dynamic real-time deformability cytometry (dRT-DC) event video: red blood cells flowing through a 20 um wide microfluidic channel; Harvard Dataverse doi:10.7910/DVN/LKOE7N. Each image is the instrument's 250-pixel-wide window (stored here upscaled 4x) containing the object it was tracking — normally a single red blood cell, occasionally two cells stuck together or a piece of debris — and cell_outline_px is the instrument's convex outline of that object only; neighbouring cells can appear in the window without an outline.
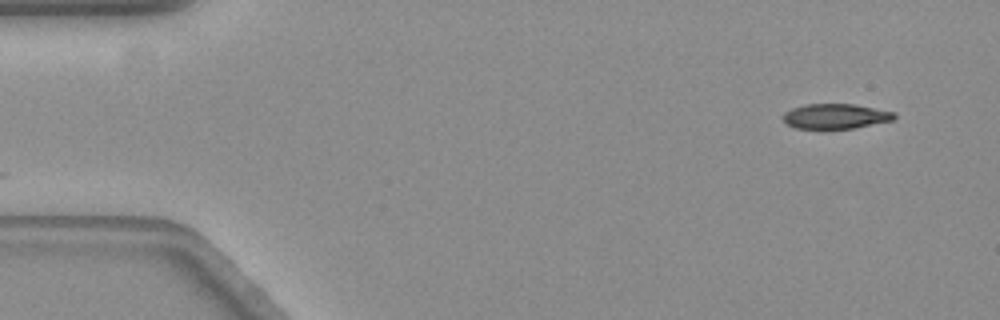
{"species": "common noctule bat (a hibernating species)", "species_latin": "Nyctalus noctula", "temperature_condition": "warm", "stored_images_in_passage": 48, "camera_frame_rate_fps": 3000, "um_per_image_px": 0.085, "animal": {"sex": "female", "body_mass_g": 19.3, "forearm_length_mm": 54.1}, "frame": {"image": 1, "passage_image": 1, "time_ms": 0.0, "image_size_px": [1000, 320], "cell_outline_px": [[896, 116], [892, 120], [852, 128], [796, 128], [788, 124], [784, 120], [784, 112], [792, 108], [804, 104], [852, 104], [896, 112]], "centroid_in_image_um": [71.02, 9.87], "position_along_channel_um": 14.0, "area_um2": 15.9}}
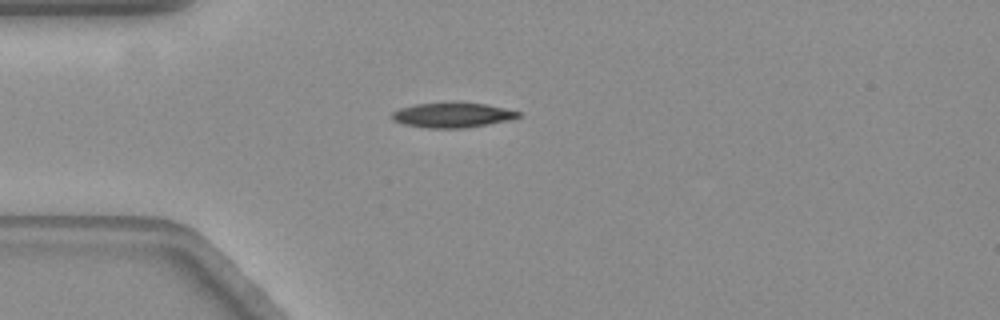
{"frame": {"image": 2, "passage_image": 12, "time_ms": 3.667, "image_size_px": [1000, 320], "cell_outline_px": [[520, 116], [512, 120], [464, 128], [428, 128], [404, 124], [392, 120], [392, 112], [400, 108], [416, 104], [484, 104], [504, 108], [520, 112]], "centroid_in_image_um": [38.46, 9.81], "position_along_channel_um": 46.5, "area_um2": 17.8}}
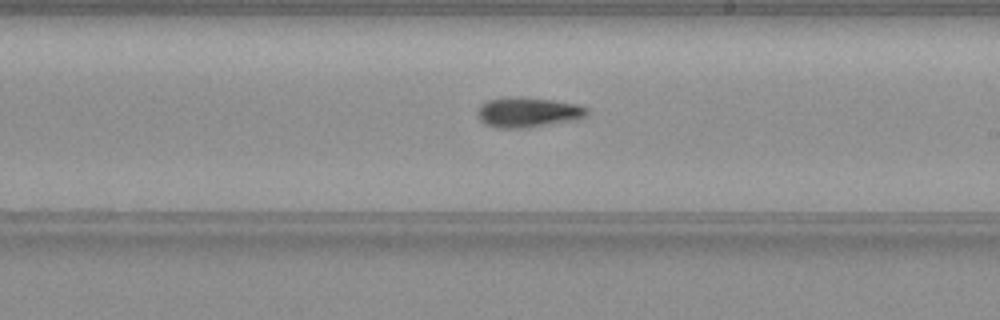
{"frame": {"image": 3, "passage_image": 30, "time_ms": 9.667, "image_size_px": [1000, 320], "cell_outline_px": [[588, 112], [584, 116], [576, 120], [524, 128], [500, 128], [484, 124], [476, 116], [476, 112], [480, 104], [488, 100], [508, 96], [520, 96], [552, 100], [576, 104], [588, 108]], "centroid_in_image_um": [44.82, 9.53], "position_along_channel_um": 244.2, "area_um2": 19.36}, "authors_computed_cell_mechanics": {"area_um2": 17.8891, "velocity_mm_per_s": 3.5485, "shape_relaxation_time_tau1_ms": 4.5774, "shape_relaxation_time_tau2_ms": null, "deformation_change_tau1": 0.178, "deformation_change_tau2": null}}